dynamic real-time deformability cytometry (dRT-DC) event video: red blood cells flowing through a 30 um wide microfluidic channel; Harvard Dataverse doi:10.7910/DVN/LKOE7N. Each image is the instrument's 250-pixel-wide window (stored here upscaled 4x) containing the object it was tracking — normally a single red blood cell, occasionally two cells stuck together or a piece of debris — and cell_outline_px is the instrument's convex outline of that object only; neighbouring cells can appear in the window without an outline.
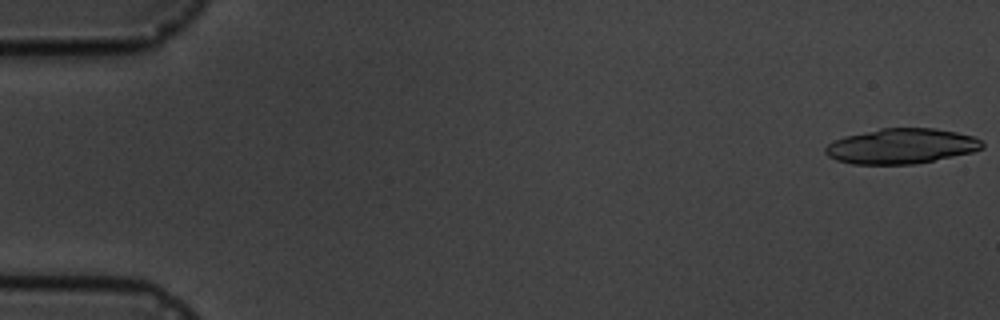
{"species": "common noctule bat (a hibernating species)", "species_latin": "Nyctalus noctula", "temperature_condition": "cold", "stored_images_in_passage": 7, "camera_frame_rate_fps": 3000, "um_per_image_px": 0.085, "animal": {"sex": "male", "body_mass_g": 19.5, "forearm_length_mm": 54.6}, "frame": {"image": 1, "passage_image": 1, "time_ms": 0.0, "image_size_px": [1000, 320], "cell_outline_px": [[984, 148], [972, 152], [916, 164], [852, 164], [836, 160], [828, 156], [824, 152], [824, 148], [828, 144], [844, 136], [880, 128], [932, 128], [956, 132], [972, 136], [980, 140], [984, 144]], "centroid_in_image_um": [76.6, 12.42], "position_along_channel_um": 8.4, "area_um2": 32.14}}